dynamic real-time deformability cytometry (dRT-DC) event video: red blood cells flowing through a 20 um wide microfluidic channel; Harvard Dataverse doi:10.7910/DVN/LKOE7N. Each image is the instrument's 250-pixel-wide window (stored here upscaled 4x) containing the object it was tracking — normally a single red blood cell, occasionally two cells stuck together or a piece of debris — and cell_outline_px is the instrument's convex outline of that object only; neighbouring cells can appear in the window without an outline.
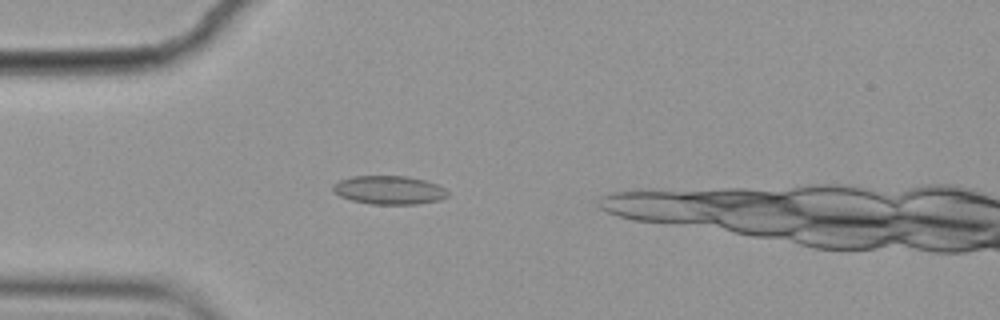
{"species": "common noctule bat (a hibernating species)", "species_latin": "Nyctalus noctula", "temperature_condition": "cold", "stored_images_in_passage": 5, "camera_frame_rate_fps": 3000, "um_per_image_px": 0.085, "animal": {"sex": "female", "body_mass_g": 19.9}, "frame": {"image": 1, "passage_image": 3, "time_ms": 0.667, "image_size_px": [1000, 320], "cell_outline_px": [[448, 196], [440, 200], [416, 204], [368, 204], [352, 200], [340, 196], [332, 192], [332, 184], [340, 180], [352, 176], [408, 176], [440, 184], [448, 192]], "centroid_in_image_um": [33.07, 16.15], "position_along_channel_um": 51.9, "area_um2": 19.31}}